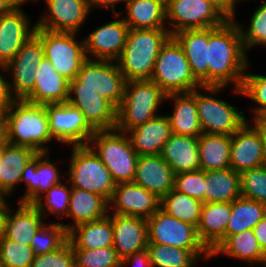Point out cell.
Returning a JSON list of instances; mask_svg holds the SVG:
<instances>
[{"mask_svg":"<svg viewBox=\"0 0 266 267\" xmlns=\"http://www.w3.org/2000/svg\"><path fill=\"white\" fill-rule=\"evenodd\" d=\"M125 6L123 20L130 29H167L166 0H128Z\"/></svg>","mask_w":266,"mask_h":267,"instance_id":"obj_33","label":"cell"},{"mask_svg":"<svg viewBox=\"0 0 266 267\" xmlns=\"http://www.w3.org/2000/svg\"><path fill=\"white\" fill-rule=\"evenodd\" d=\"M166 99L174 100L173 114L167 115L172 133L198 138L203 132L196 106V89L187 93L167 94Z\"/></svg>","mask_w":266,"mask_h":267,"instance_id":"obj_31","label":"cell"},{"mask_svg":"<svg viewBox=\"0 0 266 267\" xmlns=\"http://www.w3.org/2000/svg\"><path fill=\"white\" fill-rule=\"evenodd\" d=\"M241 197L240 174L231 167L205 171V203L232 202Z\"/></svg>","mask_w":266,"mask_h":267,"instance_id":"obj_37","label":"cell"},{"mask_svg":"<svg viewBox=\"0 0 266 267\" xmlns=\"http://www.w3.org/2000/svg\"><path fill=\"white\" fill-rule=\"evenodd\" d=\"M133 182L162 199L174 189V173L161 155L138 157Z\"/></svg>","mask_w":266,"mask_h":267,"instance_id":"obj_22","label":"cell"},{"mask_svg":"<svg viewBox=\"0 0 266 267\" xmlns=\"http://www.w3.org/2000/svg\"><path fill=\"white\" fill-rule=\"evenodd\" d=\"M67 102L81 111L85 120L94 130L116 128L117 108L94 90L69 88Z\"/></svg>","mask_w":266,"mask_h":267,"instance_id":"obj_16","label":"cell"},{"mask_svg":"<svg viewBox=\"0 0 266 267\" xmlns=\"http://www.w3.org/2000/svg\"><path fill=\"white\" fill-rule=\"evenodd\" d=\"M254 124L261 131L264 142V155L266 160V117L258 118L254 120Z\"/></svg>","mask_w":266,"mask_h":267,"instance_id":"obj_56","label":"cell"},{"mask_svg":"<svg viewBox=\"0 0 266 267\" xmlns=\"http://www.w3.org/2000/svg\"><path fill=\"white\" fill-rule=\"evenodd\" d=\"M266 165L261 131L247 121L231 135L230 167L243 172Z\"/></svg>","mask_w":266,"mask_h":267,"instance_id":"obj_15","label":"cell"},{"mask_svg":"<svg viewBox=\"0 0 266 267\" xmlns=\"http://www.w3.org/2000/svg\"><path fill=\"white\" fill-rule=\"evenodd\" d=\"M212 96L201 94L199 88L196 89V106L200 127L203 133L232 135L246 121L243 111L239 108L213 97L224 87H201ZM199 91V92H198ZM208 91V92H207Z\"/></svg>","mask_w":266,"mask_h":267,"instance_id":"obj_10","label":"cell"},{"mask_svg":"<svg viewBox=\"0 0 266 267\" xmlns=\"http://www.w3.org/2000/svg\"><path fill=\"white\" fill-rule=\"evenodd\" d=\"M116 61L87 59L69 88H90L118 108L124 97L127 80Z\"/></svg>","mask_w":266,"mask_h":267,"instance_id":"obj_9","label":"cell"},{"mask_svg":"<svg viewBox=\"0 0 266 267\" xmlns=\"http://www.w3.org/2000/svg\"><path fill=\"white\" fill-rule=\"evenodd\" d=\"M35 76L34 89L25 100L44 105L67 102L69 80L57 73L48 59L41 61Z\"/></svg>","mask_w":266,"mask_h":267,"instance_id":"obj_25","label":"cell"},{"mask_svg":"<svg viewBox=\"0 0 266 267\" xmlns=\"http://www.w3.org/2000/svg\"><path fill=\"white\" fill-rule=\"evenodd\" d=\"M108 168L116 184L133 182L139 155L126 132L95 130L87 144Z\"/></svg>","mask_w":266,"mask_h":267,"instance_id":"obj_4","label":"cell"},{"mask_svg":"<svg viewBox=\"0 0 266 267\" xmlns=\"http://www.w3.org/2000/svg\"><path fill=\"white\" fill-rule=\"evenodd\" d=\"M150 80L166 94L187 93L202 87L194 78L182 47L172 36L161 47Z\"/></svg>","mask_w":266,"mask_h":267,"instance_id":"obj_6","label":"cell"},{"mask_svg":"<svg viewBox=\"0 0 266 267\" xmlns=\"http://www.w3.org/2000/svg\"><path fill=\"white\" fill-rule=\"evenodd\" d=\"M172 37L182 47L194 78L202 87H208L209 28L183 30Z\"/></svg>","mask_w":266,"mask_h":267,"instance_id":"obj_24","label":"cell"},{"mask_svg":"<svg viewBox=\"0 0 266 267\" xmlns=\"http://www.w3.org/2000/svg\"><path fill=\"white\" fill-rule=\"evenodd\" d=\"M147 251L152 267H192L200 257L210 258L209 250H189L148 243Z\"/></svg>","mask_w":266,"mask_h":267,"instance_id":"obj_38","label":"cell"},{"mask_svg":"<svg viewBox=\"0 0 266 267\" xmlns=\"http://www.w3.org/2000/svg\"><path fill=\"white\" fill-rule=\"evenodd\" d=\"M246 261L250 264H260L266 267V254L262 251L252 229L228 236L212 253Z\"/></svg>","mask_w":266,"mask_h":267,"instance_id":"obj_35","label":"cell"},{"mask_svg":"<svg viewBox=\"0 0 266 267\" xmlns=\"http://www.w3.org/2000/svg\"><path fill=\"white\" fill-rule=\"evenodd\" d=\"M67 241L68 232L62 223H43L31 239L30 246L35 255H42L58 250Z\"/></svg>","mask_w":266,"mask_h":267,"instance_id":"obj_41","label":"cell"},{"mask_svg":"<svg viewBox=\"0 0 266 267\" xmlns=\"http://www.w3.org/2000/svg\"><path fill=\"white\" fill-rule=\"evenodd\" d=\"M20 3H27L28 1L30 0H18ZM27 1V2H26ZM32 1V0H31ZM33 1H36V0H33Z\"/></svg>","mask_w":266,"mask_h":267,"instance_id":"obj_59","label":"cell"},{"mask_svg":"<svg viewBox=\"0 0 266 267\" xmlns=\"http://www.w3.org/2000/svg\"><path fill=\"white\" fill-rule=\"evenodd\" d=\"M170 37L168 29H130L116 60L125 79L150 80L159 51Z\"/></svg>","mask_w":266,"mask_h":267,"instance_id":"obj_3","label":"cell"},{"mask_svg":"<svg viewBox=\"0 0 266 267\" xmlns=\"http://www.w3.org/2000/svg\"><path fill=\"white\" fill-rule=\"evenodd\" d=\"M31 267H76L70 242L51 253L35 255Z\"/></svg>","mask_w":266,"mask_h":267,"instance_id":"obj_49","label":"cell"},{"mask_svg":"<svg viewBox=\"0 0 266 267\" xmlns=\"http://www.w3.org/2000/svg\"><path fill=\"white\" fill-rule=\"evenodd\" d=\"M262 251L266 254V215L252 229Z\"/></svg>","mask_w":266,"mask_h":267,"instance_id":"obj_53","label":"cell"},{"mask_svg":"<svg viewBox=\"0 0 266 267\" xmlns=\"http://www.w3.org/2000/svg\"><path fill=\"white\" fill-rule=\"evenodd\" d=\"M45 58L41 40L34 34L17 52L16 56L6 65L7 73L12 77L8 83L11 97L25 99L34 89L37 67Z\"/></svg>","mask_w":266,"mask_h":267,"instance_id":"obj_13","label":"cell"},{"mask_svg":"<svg viewBox=\"0 0 266 267\" xmlns=\"http://www.w3.org/2000/svg\"><path fill=\"white\" fill-rule=\"evenodd\" d=\"M8 216V204L5 197L0 200V239L5 236L6 219Z\"/></svg>","mask_w":266,"mask_h":267,"instance_id":"obj_55","label":"cell"},{"mask_svg":"<svg viewBox=\"0 0 266 267\" xmlns=\"http://www.w3.org/2000/svg\"><path fill=\"white\" fill-rule=\"evenodd\" d=\"M243 95H246L258 106L253 107V121L258 118L266 117V75H256L246 73L242 85Z\"/></svg>","mask_w":266,"mask_h":267,"instance_id":"obj_47","label":"cell"},{"mask_svg":"<svg viewBox=\"0 0 266 267\" xmlns=\"http://www.w3.org/2000/svg\"><path fill=\"white\" fill-rule=\"evenodd\" d=\"M130 28L116 19L96 28L84 40L87 59L116 61L124 48Z\"/></svg>","mask_w":266,"mask_h":267,"instance_id":"obj_19","label":"cell"},{"mask_svg":"<svg viewBox=\"0 0 266 267\" xmlns=\"http://www.w3.org/2000/svg\"><path fill=\"white\" fill-rule=\"evenodd\" d=\"M2 71L7 72V69L5 65L0 64V114H5L14 99L10 95L9 82L2 75Z\"/></svg>","mask_w":266,"mask_h":267,"instance_id":"obj_50","label":"cell"},{"mask_svg":"<svg viewBox=\"0 0 266 267\" xmlns=\"http://www.w3.org/2000/svg\"><path fill=\"white\" fill-rule=\"evenodd\" d=\"M19 3L18 0H0V15L11 11Z\"/></svg>","mask_w":266,"mask_h":267,"instance_id":"obj_58","label":"cell"},{"mask_svg":"<svg viewBox=\"0 0 266 267\" xmlns=\"http://www.w3.org/2000/svg\"><path fill=\"white\" fill-rule=\"evenodd\" d=\"M109 201L102 195L71 187L69 210L67 217L73 219V224H62L66 231L83 223L100 220L108 215Z\"/></svg>","mask_w":266,"mask_h":267,"instance_id":"obj_30","label":"cell"},{"mask_svg":"<svg viewBox=\"0 0 266 267\" xmlns=\"http://www.w3.org/2000/svg\"><path fill=\"white\" fill-rule=\"evenodd\" d=\"M198 147L200 170L230 168L231 135L202 133Z\"/></svg>","mask_w":266,"mask_h":267,"instance_id":"obj_36","label":"cell"},{"mask_svg":"<svg viewBox=\"0 0 266 267\" xmlns=\"http://www.w3.org/2000/svg\"><path fill=\"white\" fill-rule=\"evenodd\" d=\"M239 174L241 196L266 205V165Z\"/></svg>","mask_w":266,"mask_h":267,"instance_id":"obj_45","label":"cell"},{"mask_svg":"<svg viewBox=\"0 0 266 267\" xmlns=\"http://www.w3.org/2000/svg\"><path fill=\"white\" fill-rule=\"evenodd\" d=\"M46 112L52 138L62 144L87 145L95 132L81 111L68 102L46 104Z\"/></svg>","mask_w":266,"mask_h":267,"instance_id":"obj_14","label":"cell"},{"mask_svg":"<svg viewBox=\"0 0 266 267\" xmlns=\"http://www.w3.org/2000/svg\"><path fill=\"white\" fill-rule=\"evenodd\" d=\"M11 210L8 204L5 237L18 243L30 245L31 239L44 223V216L32 203L20 202L14 213Z\"/></svg>","mask_w":266,"mask_h":267,"instance_id":"obj_32","label":"cell"},{"mask_svg":"<svg viewBox=\"0 0 266 267\" xmlns=\"http://www.w3.org/2000/svg\"><path fill=\"white\" fill-rule=\"evenodd\" d=\"M7 143L32 148L37 153H48L45 146L52 141L46 104L25 99L13 100L5 112Z\"/></svg>","mask_w":266,"mask_h":267,"instance_id":"obj_2","label":"cell"},{"mask_svg":"<svg viewBox=\"0 0 266 267\" xmlns=\"http://www.w3.org/2000/svg\"><path fill=\"white\" fill-rule=\"evenodd\" d=\"M166 93L151 80L127 81L124 97L117 108L116 129L128 132L158 116ZM157 114V115H156Z\"/></svg>","mask_w":266,"mask_h":267,"instance_id":"obj_5","label":"cell"},{"mask_svg":"<svg viewBox=\"0 0 266 267\" xmlns=\"http://www.w3.org/2000/svg\"><path fill=\"white\" fill-rule=\"evenodd\" d=\"M174 190L205 203V171L174 174Z\"/></svg>","mask_w":266,"mask_h":267,"instance_id":"obj_48","label":"cell"},{"mask_svg":"<svg viewBox=\"0 0 266 267\" xmlns=\"http://www.w3.org/2000/svg\"><path fill=\"white\" fill-rule=\"evenodd\" d=\"M238 26L246 52L256 45L262 44L266 47V1L261 3L252 14L247 30L243 29L240 23Z\"/></svg>","mask_w":266,"mask_h":267,"instance_id":"obj_46","label":"cell"},{"mask_svg":"<svg viewBox=\"0 0 266 267\" xmlns=\"http://www.w3.org/2000/svg\"><path fill=\"white\" fill-rule=\"evenodd\" d=\"M40 1V0H36ZM46 3L47 15L35 23L36 28L53 32L78 33L91 12L87 0H43ZM83 23V24H82Z\"/></svg>","mask_w":266,"mask_h":267,"instance_id":"obj_18","label":"cell"},{"mask_svg":"<svg viewBox=\"0 0 266 267\" xmlns=\"http://www.w3.org/2000/svg\"><path fill=\"white\" fill-rule=\"evenodd\" d=\"M128 0H87V5L90 11H92L91 9L93 7H101V8H105L106 11H109V8H112L113 10V14L115 17L119 16V12H115V7L116 4L120 3V2H124L126 3ZM109 7V8H108Z\"/></svg>","mask_w":266,"mask_h":267,"instance_id":"obj_54","label":"cell"},{"mask_svg":"<svg viewBox=\"0 0 266 267\" xmlns=\"http://www.w3.org/2000/svg\"><path fill=\"white\" fill-rule=\"evenodd\" d=\"M111 221L113 224V247L121 259L147 249V219L112 213Z\"/></svg>","mask_w":266,"mask_h":267,"instance_id":"obj_21","label":"cell"},{"mask_svg":"<svg viewBox=\"0 0 266 267\" xmlns=\"http://www.w3.org/2000/svg\"><path fill=\"white\" fill-rule=\"evenodd\" d=\"M230 215L231 202L203 203L197 234L210 253L225 240Z\"/></svg>","mask_w":266,"mask_h":267,"instance_id":"obj_26","label":"cell"},{"mask_svg":"<svg viewBox=\"0 0 266 267\" xmlns=\"http://www.w3.org/2000/svg\"><path fill=\"white\" fill-rule=\"evenodd\" d=\"M72 148L67 180L70 186L102 195L109 201L116 183L108 168L88 145Z\"/></svg>","mask_w":266,"mask_h":267,"instance_id":"obj_7","label":"cell"},{"mask_svg":"<svg viewBox=\"0 0 266 267\" xmlns=\"http://www.w3.org/2000/svg\"><path fill=\"white\" fill-rule=\"evenodd\" d=\"M172 134L167 115H158L127 132L132 147L139 155H159Z\"/></svg>","mask_w":266,"mask_h":267,"instance_id":"obj_27","label":"cell"},{"mask_svg":"<svg viewBox=\"0 0 266 267\" xmlns=\"http://www.w3.org/2000/svg\"><path fill=\"white\" fill-rule=\"evenodd\" d=\"M35 257L30 245H25L7 239H0V263L1 267H31Z\"/></svg>","mask_w":266,"mask_h":267,"instance_id":"obj_44","label":"cell"},{"mask_svg":"<svg viewBox=\"0 0 266 267\" xmlns=\"http://www.w3.org/2000/svg\"><path fill=\"white\" fill-rule=\"evenodd\" d=\"M38 153L32 148L6 143L0 149V194L2 197L11 195L27 163Z\"/></svg>","mask_w":266,"mask_h":267,"instance_id":"obj_29","label":"cell"},{"mask_svg":"<svg viewBox=\"0 0 266 267\" xmlns=\"http://www.w3.org/2000/svg\"><path fill=\"white\" fill-rule=\"evenodd\" d=\"M47 154L38 153L25 166L21 181L26 183L27 189L19 202L33 203L50 187L61 183L62 176Z\"/></svg>","mask_w":266,"mask_h":267,"instance_id":"obj_23","label":"cell"},{"mask_svg":"<svg viewBox=\"0 0 266 267\" xmlns=\"http://www.w3.org/2000/svg\"><path fill=\"white\" fill-rule=\"evenodd\" d=\"M235 21L227 20L222 26L209 28L208 87L233 84V90L242 95L241 88L249 62Z\"/></svg>","mask_w":266,"mask_h":267,"instance_id":"obj_1","label":"cell"},{"mask_svg":"<svg viewBox=\"0 0 266 267\" xmlns=\"http://www.w3.org/2000/svg\"><path fill=\"white\" fill-rule=\"evenodd\" d=\"M67 183L68 181L64 184L59 183L50 187L45 192L46 194H42V197L37 198L32 203L44 217L50 214L48 212L53 213V215L57 214V217L64 215L67 217L71 194V188H68ZM43 199L45 200L43 201Z\"/></svg>","mask_w":266,"mask_h":267,"instance_id":"obj_42","label":"cell"},{"mask_svg":"<svg viewBox=\"0 0 266 267\" xmlns=\"http://www.w3.org/2000/svg\"><path fill=\"white\" fill-rule=\"evenodd\" d=\"M131 263L132 267H152L147 249L135 252L134 254L123 258L121 262V267H125L127 266V264Z\"/></svg>","mask_w":266,"mask_h":267,"instance_id":"obj_51","label":"cell"},{"mask_svg":"<svg viewBox=\"0 0 266 267\" xmlns=\"http://www.w3.org/2000/svg\"><path fill=\"white\" fill-rule=\"evenodd\" d=\"M160 155L172 168L174 174L200 170L198 138L196 137L172 133Z\"/></svg>","mask_w":266,"mask_h":267,"instance_id":"obj_28","label":"cell"},{"mask_svg":"<svg viewBox=\"0 0 266 267\" xmlns=\"http://www.w3.org/2000/svg\"><path fill=\"white\" fill-rule=\"evenodd\" d=\"M148 243L189 250H208L199 240L197 228L159 208L147 219Z\"/></svg>","mask_w":266,"mask_h":267,"instance_id":"obj_12","label":"cell"},{"mask_svg":"<svg viewBox=\"0 0 266 267\" xmlns=\"http://www.w3.org/2000/svg\"><path fill=\"white\" fill-rule=\"evenodd\" d=\"M76 267H121L122 259L113 246L98 249L72 248Z\"/></svg>","mask_w":266,"mask_h":267,"instance_id":"obj_43","label":"cell"},{"mask_svg":"<svg viewBox=\"0 0 266 267\" xmlns=\"http://www.w3.org/2000/svg\"><path fill=\"white\" fill-rule=\"evenodd\" d=\"M19 3L11 11L0 15V64L7 65L20 50L21 46L30 39L36 29L30 26L29 18L22 11Z\"/></svg>","mask_w":266,"mask_h":267,"instance_id":"obj_20","label":"cell"},{"mask_svg":"<svg viewBox=\"0 0 266 267\" xmlns=\"http://www.w3.org/2000/svg\"><path fill=\"white\" fill-rule=\"evenodd\" d=\"M34 34L41 40L44 56L55 71L69 81L75 79L82 64L87 60L84 40H76L78 33L36 28Z\"/></svg>","mask_w":266,"mask_h":267,"instance_id":"obj_8","label":"cell"},{"mask_svg":"<svg viewBox=\"0 0 266 267\" xmlns=\"http://www.w3.org/2000/svg\"><path fill=\"white\" fill-rule=\"evenodd\" d=\"M7 143L6 119L0 114V149Z\"/></svg>","mask_w":266,"mask_h":267,"instance_id":"obj_57","label":"cell"},{"mask_svg":"<svg viewBox=\"0 0 266 267\" xmlns=\"http://www.w3.org/2000/svg\"><path fill=\"white\" fill-rule=\"evenodd\" d=\"M203 202L172 189L162 199L160 208L169 215L196 228L201 217Z\"/></svg>","mask_w":266,"mask_h":267,"instance_id":"obj_40","label":"cell"},{"mask_svg":"<svg viewBox=\"0 0 266 267\" xmlns=\"http://www.w3.org/2000/svg\"><path fill=\"white\" fill-rule=\"evenodd\" d=\"M266 215V205L255 200L239 197L231 202V215L225 239L254 226Z\"/></svg>","mask_w":266,"mask_h":267,"instance_id":"obj_39","label":"cell"},{"mask_svg":"<svg viewBox=\"0 0 266 267\" xmlns=\"http://www.w3.org/2000/svg\"><path fill=\"white\" fill-rule=\"evenodd\" d=\"M71 248L98 249L113 246L111 215L75 226L68 232Z\"/></svg>","mask_w":266,"mask_h":267,"instance_id":"obj_34","label":"cell"},{"mask_svg":"<svg viewBox=\"0 0 266 267\" xmlns=\"http://www.w3.org/2000/svg\"><path fill=\"white\" fill-rule=\"evenodd\" d=\"M161 199L134 182L118 183L109 200L114 214L148 219L160 208Z\"/></svg>","mask_w":266,"mask_h":267,"instance_id":"obj_17","label":"cell"},{"mask_svg":"<svg viewBox=\"0 0 266 267\" xmlns=\"http://www.w3.org/2000/svg\"><path fill=\"white\" fill-rule=\"evenodd\" d=\"M215 6L228 20H235V4L238 0H207Z\"/></svg>","mask_w":266,"mask_h":267,"instance_id":"obj_52","label":"cell"},{"mask_svg":"<svg viewBox=\"0 0 266 267\" xmlns=\"http://www.w3.org/2000/svg\"><path fill=\"white\" fill-rule=\"evenodd\" d=\"M166 20L172 36L183 30L219 27L228 19L207 0H166Z\"/></svg>","mask_w":266,"mask_h":267,"instance_id":"obj_11","label":"cell"}]
</instances>
